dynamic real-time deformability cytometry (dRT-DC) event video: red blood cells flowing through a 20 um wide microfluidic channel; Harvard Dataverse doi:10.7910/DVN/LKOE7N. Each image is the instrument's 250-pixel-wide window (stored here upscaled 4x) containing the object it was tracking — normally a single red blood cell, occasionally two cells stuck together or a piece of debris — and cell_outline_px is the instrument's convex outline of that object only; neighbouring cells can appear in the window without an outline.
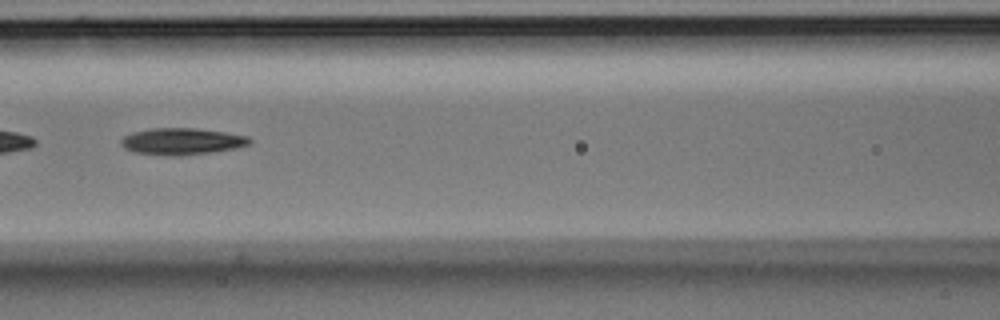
{"species": "Egyptian fruit bat (a non-hibernating species)", "species_latin": "Rousettus aegyptiacus", "temperature_condition": "room temperature", "stored_images_in_passage": 3, "camera_frame_rate_fps": 3000, "um_per_image_px": 0.085, "animal": {"sex": "male"}, "frame": {"image": 1, "passage_image": 3, "time_ms": 0.667, "image_size_px": [1000, 320], "cell_outline_px": [[252, 140], [248, 144], [236, 148], [180, 156], [172, 156], [132, 152], [124, 148], [120, 144], [120, 140], [124, 136], [132, 132], [152, 128], [196, 128], [224, 132], [248, 136]], "centroid_in_image_um": [15.41, 12.01], "position_along_channel_um": 151.2, "area_um2": 19.94}}